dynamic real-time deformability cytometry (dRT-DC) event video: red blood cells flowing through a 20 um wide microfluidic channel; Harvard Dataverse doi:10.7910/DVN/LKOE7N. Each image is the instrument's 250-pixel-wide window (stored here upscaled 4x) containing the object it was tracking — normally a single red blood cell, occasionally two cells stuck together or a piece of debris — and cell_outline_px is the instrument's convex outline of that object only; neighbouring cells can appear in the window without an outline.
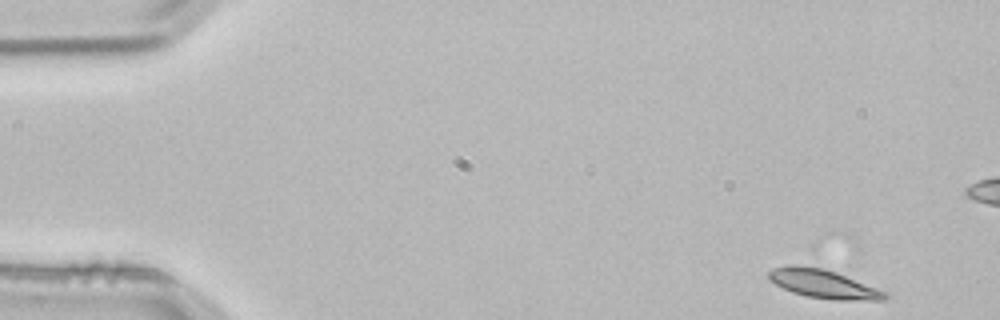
{"species": "common noctule bat (a hibernating species)", "species_latin": "Nyctalus noctula", "temperature_condition": "room temperature", "stored_images_in_passage": 4, "camera_frame_rate_fps": 3000, "um_per_image_px": 0.085, "animal": {"sex": "male", "body_mass_g": 21.5, "forearm_length_mm": 52.0}, "frame": {"image": 1, "passage_image": 1, "time_ms": 0.0, "image_size_px": [1000, 320], "cell_outline_px": [[888, 296], [884, 300], [836, 300], [808, 296], [792, 292], [768, 280], [768, 272], [772, 268], [792, 264], [820, 268], [836, 272], [884, 292]], "centroid_in_image_um": [69.91, 24.12], "position_along_channel_um": 15.1, "area_um2": 18.96}}